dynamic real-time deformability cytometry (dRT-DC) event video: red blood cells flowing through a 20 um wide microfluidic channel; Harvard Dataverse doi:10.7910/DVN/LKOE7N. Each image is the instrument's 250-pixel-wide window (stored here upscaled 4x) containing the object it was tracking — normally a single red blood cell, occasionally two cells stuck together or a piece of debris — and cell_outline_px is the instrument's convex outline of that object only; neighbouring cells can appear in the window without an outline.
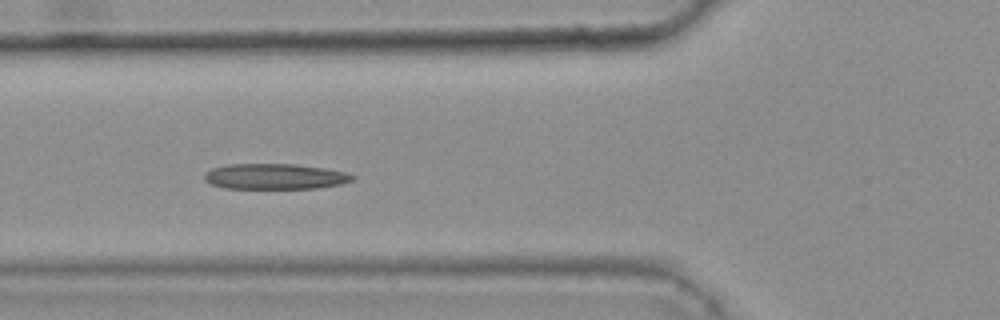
{"species": "common noctule bat (a hibernating species)", "species_latin": "Nyctalus noctula", "temperature_condition": "warm", "stored_images_in_passage": 41, "camera_frame_rate_fps": 3000, "um_per_image_px": 0.085, "animal": {"sex": "female", "body_mass_g": 25.1}, "frame": {"image": 1, "passage_image": 18, "time_ms": 5.667, "image_size_px": [1000, 320], "cell_outline_px": [[356, 176], [352, 180], [340, 184], [316, 188], [224, 188], [212, 184], [204, 180], [204, 176], [212, 168], [228, 164], [296, 164], [324, 168], [344, 172]], "centroid_in_image_um": [23.36, 14.99], "position_along_channel_um": 102.4, "area_um2": 21.85}, "authors_computed_cell_mechanics": {"area_um2": 22.0218, "velocity_mm_per_s": 3.777, "shape_relaxation_time_tau1_ms": null, "shape_relaxation_time_tau2_ms": 6.6868, "deformation_change_tau1": null, "deformation_change_tau2": 0.1645}}